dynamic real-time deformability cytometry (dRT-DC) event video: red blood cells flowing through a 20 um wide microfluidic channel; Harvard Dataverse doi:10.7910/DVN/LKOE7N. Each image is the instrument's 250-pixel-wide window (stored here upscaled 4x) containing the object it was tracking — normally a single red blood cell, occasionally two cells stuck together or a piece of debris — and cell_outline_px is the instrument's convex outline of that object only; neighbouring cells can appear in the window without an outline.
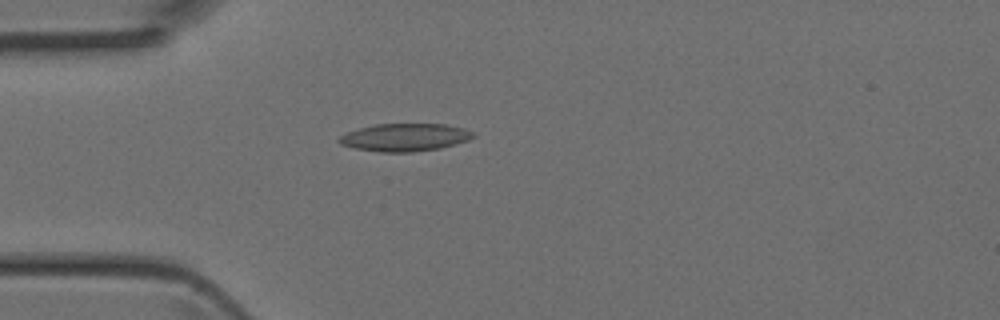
{"species": "Egyptian fruit bat (a non-hibernating species)", "species_latin": "Rousettus aegyptiacus", "temperature_condition": "room temperature", "stored_images_in_passage": 2, "camera_frame_rate_fps": 3000, "um_per_image_px": 0.085, "animal": {"sex": "female"}, "frame": {"image": 1, "passage_image": 2, "time_ms": 0.333, "image_size_px": [1000, 320], "cell_outline_px": [[476, 136], [468, 140], [456, 144], [440, 148], [412, 152], [380, 152], [356, 148], [340, 144], [336, 140], [340, 136], [348, 132], [360, 128], [376, 124], [444, 124], [464, 128], [476, 132]], "centroid_in_image_um": [34.45, 11.67], "position_along_channel_um": 50.5, "area_um2": 21.68}}